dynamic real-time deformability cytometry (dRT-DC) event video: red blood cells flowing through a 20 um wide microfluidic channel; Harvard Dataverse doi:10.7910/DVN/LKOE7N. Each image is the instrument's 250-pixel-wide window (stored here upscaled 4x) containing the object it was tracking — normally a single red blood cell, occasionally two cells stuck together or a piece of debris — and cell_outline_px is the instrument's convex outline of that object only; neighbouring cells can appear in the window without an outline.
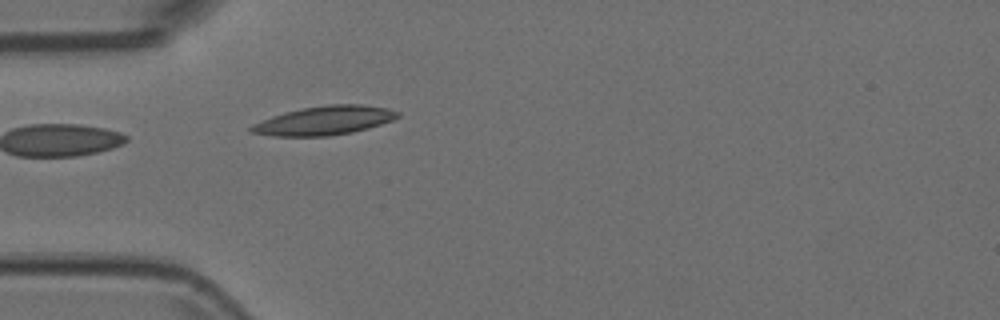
{"species": "Egyptian fruit bat (a non-hibernating species)", "species_latin": "Rousettus aegyptiacus", "temperature_condition": "room temperature", "stored_images_in_passage": 24, "camera_frame_rate_fps": 3000, "um_per_image_px": 0.085, "animal": {"sex": "female"}, "frame": {"image": 1, "passage_image": 1, "time_ms": 0.0, "image_size_px": [1000, 320], "cell_outline_px": [[400, 116], [392, 120], [368, 128], [352, 132], [328, 136], [276, 136], [252, 132], [248, 128], [252, 124], [272, 116], [284, 112], [304, 108], [328, 104], [360, 104], [388, 108], [400, 112]], "centroid_in_image_um": [27.59, 10.24], "position_along_channel_um": 57.4, "area_um2": 24.51}}
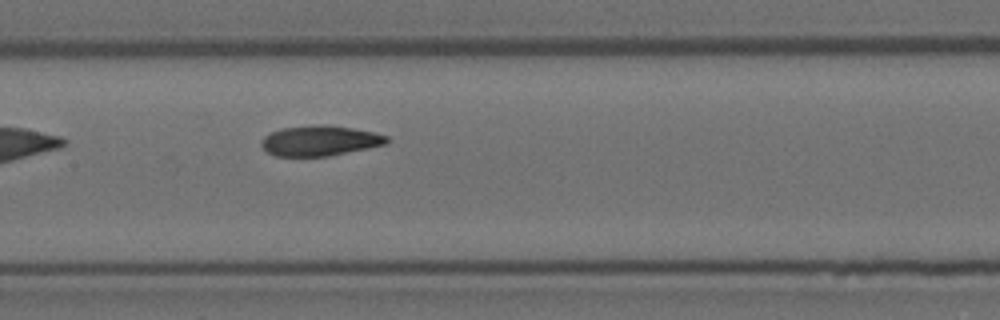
{"frame": {"image": 2, "passage_image": 11, "time_ms": 3.333, "image_size_px": [1000, 320], "cell_outline_px": [[388, 144], [328, 156], [276, 156], [268, 152], [260, 144], [264, 136], [280, 128], [320, 124], [324, 124], [352, 128], [372, 132], [388, 136]], "centroid_in_image_um": [27.19, 11.96], "position_along_channel_um": 180.2, "area_um2": 22.02}}
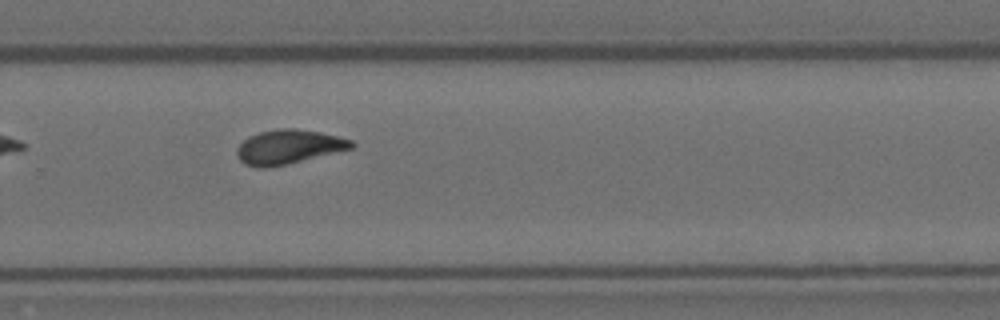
{"frame": {"image": 3, "passage_image": 21, "time_ms": 6.667, "image_size_px": [1000, 320], "cell_outline_px": [[356, 144], [352, 148], [288, 164], [264, 168], [260, 168], [244, 164], [240, 160], [236, 152], [236, 148], [248, 136], [260, 132], [280, 128], [296, 128], [320, 132], [352, 140]], "centroid_in_image_um": [24.51, 12.48], "position_along_channel_um": 305.3, "area_um2": 22.77}}